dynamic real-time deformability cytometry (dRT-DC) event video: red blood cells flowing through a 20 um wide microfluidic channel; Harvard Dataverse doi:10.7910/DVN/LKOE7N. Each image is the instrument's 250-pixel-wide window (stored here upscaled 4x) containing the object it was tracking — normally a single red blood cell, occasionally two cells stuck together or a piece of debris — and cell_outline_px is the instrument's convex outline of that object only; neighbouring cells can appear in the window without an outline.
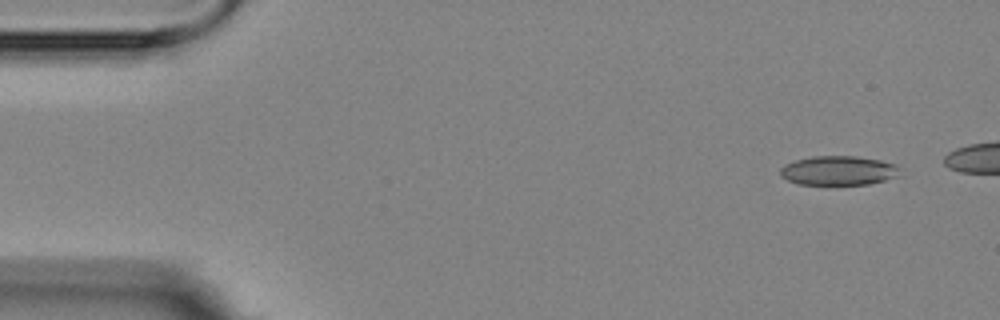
{"species": "Egyptian fruit bat (a non-hibernating species)", "species_latin": "Rousettus aegyptiacus", "temperature_condition": "room temperature", "stored_images_in_passage": 6, "camera_frame_rate_fps": 3000, "um_per_image_px": 0.085, "animal": {"sex": "female"}, "frame": {"image": 1, "passage_image": 6, "time_ms": 5.667, "image_size_px": [1000, 320], "cell_outline_px": [[904, 176], [868, 184], [796, 184], [780, 176], [780, 168], [784, 164], [796, 160], [812, 156], [856, 156], [880, 160], [896, 164], [900, 168]], "centroid_in_image_um": [71.33, 14.5], "position_along_channel_um": 13.7, "area_um2": 20.75}}